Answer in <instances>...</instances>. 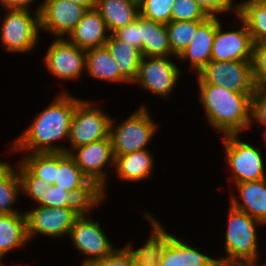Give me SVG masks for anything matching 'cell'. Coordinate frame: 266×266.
Wrapping results in <instances>:
<instances>
[{
    "instance_id": "cell-1",
    "label": "cell",
    "mask_w": 266,
    "mask_h": 266,
    "mask_svg": "<svg viewBox=\"0 0 266 266\" xmlns=\"http://www.w3.org/2000/svg\"><path fill=\"white\" fill-rule=\"evenodd\" d=\"M81 100L82 98L74 97L63 88L45 109L34 116L33 123L11 142L10 152H66L65 145L56 143L59 140H69L71 120L75 107Z\"/></svg>"
},
{
    "instance_id": "cell-2",
    "label": "cell",
    "mask_w": 266,
    "mask_h": 266,
    "mask_svg": "<svg viewBox=\"0 0 266 266\" xmlns=\"http://www.w3.org/2000/svg\"><path fill=\"white\" fill-rule=\"evenodd\" d=\"M198 96L205 121L222 136L242 134L250 129L253 94L236 93L218 85L198 84Z\"/></svg>"
},
{
    "instance_id": "cell-3",
    "label": "cell",
    "mask_w": 266,
    "mask_h": 266,
    "mask_svg": "<svg viewBox=\"0 0 266 266\" xmlns=\"http://www.w3.org/2000/svg\"><path fill=\"white\" fill-rule=\"evenodd\" d=\"M229 205L223 249L226 254L217 259L235 265L261 261L257 228L258 225H264L247 213Z\"/></svg>"
},
{
    "instance_id": "cell-4",
    "label": "cell",
    "mask_w": 266,
    "mask_h": 266,
    "mask_svg": "<svg viewBox=\"0 0 266 266\" xmlns=\"http://www.w3.org/2000/svg\"><path fill=\"white\" fill-rule=\"evenodd\" d=\"M116 123L111 116L109 136L115 157L148 149L149 142L158 132L157 122L143 103L124 121Z\"/></svg>"
},
{
    "instance_id": "cell-5",
    "label": "cell",
    "mask_w": 266,
    "mask_h": 266,
    "mask_svg": "<svg viewBox=\"0 0 266 266\" xmlns=\"http://www.w3.org/2000/svg\"><path fill=\"white\" fill-rule=\"evenodd\" d=\"M6 9L0 27V43L8 53H27L37 47L40 32L39 9Z\"/></svg>"
},
{
    "instance_id": "cell-6",
    "label": "cell",
    "mask_w": 266,
    "mask_h": 266,
    "mask_svg": "<svg viewBox=\"0 0 266 266\" xmlns=\"http://www.w3.org/2000/svg\"><path fill=\"white\" fill-rule=\"evenodd\" d=\"M241 134H228L221 137L225 161L229 167L230 185L266 178L265 160L261 148L243 141ZM241 139V140H240Z\"/></svg>"
},
{
    "instance_id": "cell-7",
    "label": "cell",
    "mask_w": 266,
    "mask_h": 266,
    "mask_svg": "<svg viewBox=\"0 0 266 266\" xmlns=\"http://www.w3.org/2000/svg\"><path fill=\"white\" fill-rule=\"evenodd\" d=\"M96 101L82 99L75 107L69 133V146L66 153L73 148L102 140L109 136L111 115L100 108ZM108 114V115H107Z\"/></svg>"
},
{
    "instance_id": "cell-8",
    "label": "cell",
    "mask_w": 266,
    "mask_h": 266,
    "mask_svg": "<svg viewBox=\"0 0 266 266\" xmlns=\"http://www.w3.org/2000/svg\"><path fill=\"white\" fill-rule=\"evenodd\" d=\"M94 209L95 207L86 208L76 219L69 234L74 248L84 256L80 266H88L93 261L111 255L117 249L100 222L89 217V213Z\"/></svg>"
},
{
    "instance_id": "cell-9",
    "label": "cell",
    "mask_w": 266,
    "mask_h": 266,
    "mask_svg": "<svg viewBox=\"0 0 266 266\" xmlns=\"http://www.w3.org/2000/svg\"><path fill=\"white\" fill-rule=\"evenodd\" d=\"M195 76L197 84L218 85L242 94H254L256 91L251 60H211Z\"/></svg>"
},
{
    "instance_id": "cell-10",
    "label": "cell",
    "mask_w": 266,
    "mask_h": 266,
    "mask_svg": "<svg viewBox=\"0 0 266 266\" xmlns=\"http://www.w3.org/2000/svg\"><path fill=\"white\" fill-rule=\"evenodd\" d=\"M86 207L35 206L25 211L29 241L37 235L50 238L69 237L71 227Z\"/></svg>"
},
{
    "instance_id": "cell-11",
    "label": "cell",
    "mask_w": 266,
    "mask_h": 266,
    "mask_svg": "<svg viewBox=\"0 0 266 266\" xmlns=\"http://www.w3.org/2000/svg\"><path fill=\"white\" fill-rule=\"evenodd\" d=\"M68 154L74 159L81 171L101 191L104 200L108 195L106 193L109 186L107 185L108 171L105 168L110 166L113 170L115 166V156L110 136L73 148Z\"/></svg>"
},
{
    "instance_id": "cell-12",
    "label": "cell",
    "mask_w": 266,
    "mask_h": 266,
    "mask_svg": "<svg viewBox=\"0 0 266 266\" xmlns=\"http://www.w3.org/2000/svg\"><path fill=\"white\" fill-rule=\"evenodd\" d=\"M172 57L142 56L133 84L141 85L146 92L167 100L180 81L183 70Z\"/></svg>"
},
{
    "instance_id": "cell-13",
    "label": "cell",
    "mask_w": 266,
    "mask_h": 266,
    "mask_svg": "<svg viewBox=\"0 0 266 266\" xmlns=\"http://www.w3.org/2000/svg\"><path fill=\"white\" fill-rule=\"evenodd\" d=\"M43 54L44 66L59 80L78 81L85 72L86 50L66 38H55Z\"/></svg>"
},
{
    "instance_id": "cell-14",
    "label": "cell",
    "mask_w": 266,
    "mask_h": 266,
    "mask_svg": "<svg viewBox=\"0 0 266 266\" xmlns=\"http://www.w3.org/2000/svg\"><path fill=\"white\" fill-rule=\"evenodd\" d=\"M54 185L72 193L86 208L103 203L101 191L76 165L66 152H56V175Z\"/></svg>"
},
{
    "instance_id": "cell-15",
    "label": "cell",
    "mask_w": 266,
    "mask_h": 266,
    "mask_svg": "<svg viewBox=\"0 0 266 266\" xmlns=\"http://www.w3.org/2000/svg\"><path fill=\"white\" fill-rule=\"evenodd\" d=\"M87 11L67 0H44L39 9L40 32L67 38Z\"/></svg>"
},
{
    "instance_id": "cell-16",
    "label": "cell",
    "mask_w": 266,
    "mask_h": 266,
    "mask_svg": "<svg viewBox=\"0 0 266 266\" xmlns=\"http://www.w3.org/2000/svg\"><path fill=\"white\" fill-rule=\"evenodd\" d=\"M222 20L217 17V30L213 39L211 60H251L254 42L248 27L240 20L239 28L225 30Z\"/></svg>"
},
{
    "instance_id": "cell-17",
    "label": "cell",
    "mask_w": 266,
    "mask_h": 266,
    "mask_svg": "<svg viewBox=\"0 0 266 266\" xmlns=\"http://www.w3.org/2000/svg\"><path fill=\"white\" fill-rule=\"evenodd\" d=\"M146 212L143 213V217L147 219L152 229L149 237L139 249L134 248L133 242L132 244L131 242L125 243L124 247L131 254L137 266H159L166 245L174 234L167 232L162 222L148 211Z\"/></svg>"
},
{
    "instance_id": "cell-18",
    "label": "cell",
    "mask_w": 266,
    "mask_h": 266,
    "mask_svg": "<svg viewBox=\"0 0 266 266\" xmlns=\"http://www.w3.org/2000/svg\"><path fill=\"white\" fill-rule=\"evenodd\" d=\"M233 187L237 193L230 187L229 204L266 225V178L236 183Z\"/></svg>"
},
{
    "instance_id": "cell-19",
    "label": "cell",
    "mask_w": 266,
    "mask_h": 266,
    "mask_svg": "<svg viewBox=\"0 0 266 266\" xmlns=\"http://www.w3.org/2000/svg\"><path fill=\"white\" fill-rule=\"evenodd\" d=\"M217 30V17H208L196 29L189 45L177 57L181 62H190L189 70L197 74L209 61H211V52L213 39Z\"/></svg>"
},
{
    "instance_id": "cell-20",
    "label": "cell",
    "mask_w": 266,
    "mask_h": 266,
    "mask_svg": "<svg viewBox=\"0 0 266 266\" xmlns=\"http://www.w3.org/2000/svg\"><path fill=\"white\" fill-rule=\"evenodd\" d=\"M105 21L96 9L87 10L66 38L82 49L104 46L110 37Z\"/></svg>"
},
{
    "instance_id": "cell-21",
    "label": "cell",
    "mask_w": 266,
    "mask_h": 266,
    "mask_svg": "<svg viewBox=\"0 0 266 266\" xmlns=\"http://www.w3.org/2000/svg\"><path fill=\"white\" fill-rule=\"evenodd\" d=\"M150 149L115 157L116 178L127 182H141L151 177L154 172L155 158Z\"/></svg>"
},
{
    "instance_id": "cell-22",
    "label": "cell",
    "mask_w": 266,
    "mask_h": 266,
    "mask_svg": "<svg viewBox=\"0 0 266 266\" xmlns=\"http://www.w3.org/2000/svg\"><path fill=\"white\" fill-rule=\"evenodd\" d=\"M217 261L216 257L204 254L174 234L166 245L159 266H212Z\"/></svg>"
},
{
    "instance_id": "cell-23",
    "label": "cell",
    "mask_w": 266,
    "mask_h": 266,
    "mask_svg": "<svg viewBox=\"0 0 266 266\" xmlns=\"http://www.w3.org/2000/svg\"><path fill=\"white\" fill-rule=\"evenodd\" d=\"M28 244L26 214H0V258Z\"/></svg>"
},
{
    "instance_id": "cell-24",
    "label": "cell",
    "mask_w": 266,
    "mask_h": 266,
    "mask_svg": "<svg viewBox=\"0 0 266 266\" xmlns=\"http://www.w3.org/2000/svg\"><path fill=\"white\" fill-rule=\"evenodd\" d=\"M85 73L97 81L129 84L120 74L116 61L105 45L86 50Z\"/></svg>"
},
{
    "instance_id": "cell-25",
    "label": "cell",
    "mask_w": 266,
    "mask_h": 266,
    "mask_svg": "<svg viewBox=\"0 0 266 266\" xmlns=\"http://www.w3.org/2000/svg\"><path fill=\"white\" fill-rule=\"evenodd\" d=\"M140 39L142 56L174 57L178 61L169 46L166 24L152 21L140 14Z\"/></svg>"
},
{
    "instance_id": "cell-26",
    "label": "cell",
    "mask_w": 266,
    "mask_h": 266,
    "mask_svg": "<svg viewBox=\"0 0 266 266\" xmlns=\"http://www.w3.org/2000/svg\"><path fill=\"white\" fill-rule=\"evenodd\" d=\"M96 10L110 34L130 24L140 14L138 0H98Z\"/></svg>"
},
{
    "instance_id": "cell-27",
    "label": "cell",
    "mask_w": 266,
    "mask_h": 266,
    "mask_svg": "<svg viewBox=\"0 0 266 266\" xmlns=\"http://www.w3.org/2000/svg\"><path fill=\"white\" fill-rule=\"evenodd\" d=\"M105 46L117 63L120 74L133 85L137 77L142 59L141 51L124 40L115 39L110 35Z\"/></svg>"
},
{
    "instance_id": "cell-28",
    "label": "cell",
    "mask_w": 266,
    "mask_h": 266,
    "mask_svg": "<svg viewBox=\"0 0 266 266\" xmlns=\"http://www.w3.org/2000/svg\"><path fill=\"white\" fill-rule=\"evenodd\" d=\"M20 193L22 186L16 165L0 161V214L25 213L15 207L16 202L19 203Z\"/></svg>"
},
{
    "instance_id": "cell-29",
    "label": "cell",
    "mask_w": 266,
    "mask_h": 266,
    "mask_svg": "<svg viewBox=\"0 0 266 266\" xmlns=\"http://www.w3.org/2000/svg\"><path fill=\"white\" fill-rule=\"evenodd\" d=\"M251 34L254 44L266 42V0H243L237 15Z\"/></svg>"
},
{
    "instance_id": "cell-30",
    "label": "cell",
    "mask_w": 266,
    "mask_h": 266,
    "mask_svg": "<svg viewBox=\"0 0 266 266\" xmlns=\"http://www.w3.org/2000/svg\"><path fill=\"white\" fill-rule=\"evenodd\" d=\"M202 22L171 20L166 24L169 46L176 57L189 45L197 27Z\"/></svg>"
},
{
    "instance_id": "cell-31",
    "label": "cell",
    "mask_w": 266,
    "mask_h": 266,
    "mask_svg": "<svg viewBox=\"0 0 266 266\" xmlns=\"http://www.w3.org/2000/svg\"><path fill=\"white\" fill-rule=\"evenodd\" d=\"M21 161L37 176L54 185L56 152L25 154Z\"/></svg>"
},
{
    "instance_id": "cell-32",
    "label": "cell",
    "mask_w": 266,
    "mask_h": 266,
    "mask_svg": "<svg viewBox=\"0 0 266 266\" xmlns=\"http://www.w3.org/2000/svg\"><path fill=\"white\" fill-rule=\"evenodd\" d=\"M21 180L22 194L33 200L34 206L43 198L45 190L52 185L37 177L21 160L15 163Z\"/></svg>"
},
{
    "instance_id": "cell-33",
    "label": "cell",
    "mask_w": 266,
    "mask_h": 266,
    "mask_svg": "<svg viewBox=\"0 0 266 266\" xmlns=\"http://www.w3.org/2000/svg\"><path fill=\"white\" fill-rule=\"evenodd\" d=\"M175 0H140V14L152 21L167 24L171 21V12Z\"/></svg>"
},
{
    "instance_id": "cell-34",
    "label": "cell",
    "mask_w": 266,
    "mask_h": 266,
    "mask_svg": "<svg viewBox=\"0 0 266 266\" xmlns=\"http://www.w3.org/2000/svg\"><path fill=\"white\" fill-rule=\"evenodd\" d=\"M35 206L85 207L72 193L56 185L47 188L43 193V198Z\"/></svg>"
},
{
    "instance_id": "cell-35",
    "label": "cell",
    "mask_w": 266,
    "mask_h": 266,
    "mask_svg": "<svg viewBox=\"0 0 266 266\" xmlns=\"http://www.w3.org/2000/svg\"><path fill=\"white\" fill-rule=\"evenodd\" d=\"M209 16L194 0H175L171 20L205 21Z\"/></svg>"
},
{
    "instance_id": "cell-36",
    "label": "cell",
    "mask_w": 266,
    "mask_h": 266,
    "mask_svg": "<svg viewBox=\"0 0 266 266\" xmlns=\"http://www.w3.org/2000/svg\"><path fill=\"white\" fill-rule=\"evenodd\" d=\"M251 65L256 88H266V42L254 44Z\"/></svg>"
},
{
    "instance_id": "cell-37",
    "label": "cell",
    "mask_w": 266,
    "mask_h": 266,
    "mask_svg": "<svg viewBox=\"0 0 266 266\" xmlns=\"http://www.w3.org/2000/svg\"><path fill=\"white\" fill-rule=\"evenodd\" d=\"M209 17H218L219 14L235 13L238 15L239 3L235 4L236 0H194Z\"/></svg>"
},
{
    "instance_id": "cell-38",
    "label": "cell",
    "mask_w": 266,
    "mask_h": 266,
    "mask_svg": "<svg viewBox=\"0 0 266 266\" xmlns=\"http://www.w3.org/2000/svg\"><path fill=\"white\" fill-rule=\"evenodd\" d=\"M266 126V88H256L251 98V123L253 125Z\"/></svg>"
},
{
    "instance_id": "cell-39",
    "label": "cell",
    "mask_w": 266,
    "mask_h": 266,
    "mask_svg": "<svg viewBox=\"0 0 266 266\" xmlns=\"http://www.w3.org/2000/svg\"><path fill=\"white\" fill-rule=\"evenodd\" d=\"M115 39L124 40L135 48L139 49L142 54V39H140V14L130 24L119 28L113 34Z\"/></svg>"
},
{
    "instance_id": "cell-40",
    "label": "cell",
    "mask_w": 266,
    "mask_h": 266,
    "mask_svg": "<svg viewBox=\"0 0 266 266\" xmlns=\"http://www.w3.org/2000/svg\"><path fill=\"white\" fill-rule=\"evenodd\" d=\"M88 266H137L125 247H118L111 255L91 262Z\"/></svg>"
},
{
    "instance_id": "cell-41",
    "label": "cell",
    "mask_w": 266,
    "mask_h": 266,
    "mask_svg": "<svg viewBox=\"0 0 266 266\" xmlns=\"http://www.w3.org/2000/svg\"><path fill=\"white\" fill-rule=\"evenodd\" d=\"M37 0H0V7L5 11L6 9H26L31 10V4L35 5Z\"/></svg>"
},
{
    "instance_id": "cell-42",
    "label": "cell",
    "mask_w": 266,
    "mask_h": 266,
    "mask_svg": "<svg viewBox=\"0 0 266 266\" xmlns=\"http://www.w3.org/2000/svg\"><path fill=\"white\" fill-rule=\"evenodd\" d=\"M72 3L83 6L87 10L96 9L98 0H67Z\"/></svg>"
},
{
    "instance_id": "cell-43",
    "label": "cell",
    "mask_w": 266,
    "mask_h": 266,
    "mask_svg": "<svg viewBox=\"0 0 266 266\" xmlns=\"http://www.w3.org/2000/svg\"><path fill=\"white\" fill-rule=\"evenodd\" d=\"M212 266H237L235 264H230L228 262H223V261H217L215 262Z\"/></svg>"
},
{
    "instance_id": "cell-44",
    "label": "cell",
    "mask_w": 266,
    "mask_h": 266,
    "mask_svg": "<svg viewBox=\"0 0 266 266\" xmlns=\"http://www.w3.org/2000/svg\"><path fill=\"white\" fill-rule=\"evenodd\" d=\"M258 127H263V132H262V135H263V137H264V141H265V143H266V126H258Z\"/></svg>"
},
{
    "instance_id": "cell-45",
    "label": "cell",
    "mask_w": 266,
    "mask_h": 266,
    "mask_svg": "<svg viewBox=\"0 0 266 266\" xmlns=\"http://www.w3.org/2000/svg\"><path fill=\"white\" fill-rule=\"evenodd\" d=\"M237 266H259L257 263H250V264H240Z\"/></svg>"
},
{
    "instance_id": "cell-46",
    "label": "cell",
    "mask_w": 266,
    "mask_h": 266,
    "mask_svg": "<svg viewBox=\"0 0 266 266\" xmlns=\"http://www.w3.org/2000/svg\"><path fill=\"white\" fill-rule=\"evenodd\" d=\"M265 253H266V252H265ZM264 259H265V261L262 262L263 264L260 265V261H258L257 264H258L259 266H266V257H265Z\"/></svg>"
},
{
    "instance_id": "cell-47",
    "label": "cell",
    "mask_w": 266,
    "mask_h": 266,
    "mask_svg": "<svg viewBox=\"0 0 266 266\" xmlns=\"http://www.w3.org/2000/svg\"><path fill=\"white\" fill-rule=\"evenodd\" d=\"M2 261H4L2 258H0V266H6L4 263H2Z\"/></svg>"
}]
</instances>
